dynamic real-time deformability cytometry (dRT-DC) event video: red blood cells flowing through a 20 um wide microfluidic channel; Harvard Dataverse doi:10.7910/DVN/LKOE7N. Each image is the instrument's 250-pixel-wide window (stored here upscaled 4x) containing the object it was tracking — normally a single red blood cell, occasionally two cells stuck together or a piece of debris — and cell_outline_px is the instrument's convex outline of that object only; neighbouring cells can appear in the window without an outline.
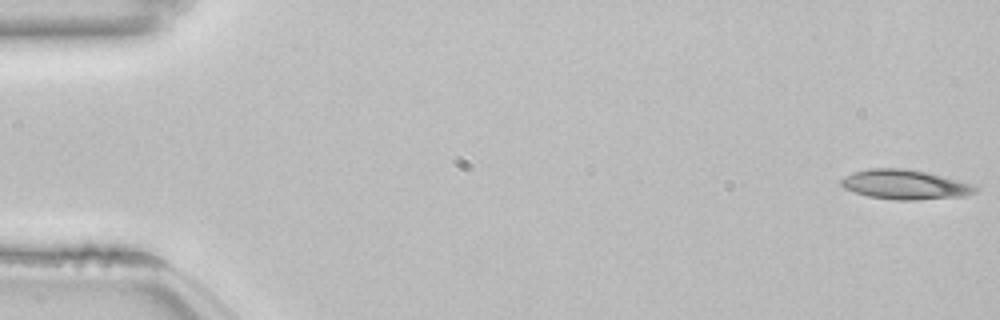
{"species": "common noctule bat (a hibernating species)", "species_latin": "Nyctalus noctula", "temperature_condition": "room temperature", "stored_images_in_passage": 53, "camera_frame_rate_fps": 3000, "um_per_image_px": 0.085, "animal": {"sex": "female", "body_mass_g": 22.7, "forearm_length_mm": 54.2}, "frame": {"image": 1, "passage_image": 1, "time_ms": 0.0, "image_size_px": [1000, 320], "cell_outline_px": [[980, 188], [976, 192], [964, 196], [916, 200], [896, 200], [868, 196], [844, 188], [840, 184], [840, 180], [844, 176], [852, 172], [868, 168], [904, 168], [924, 172], [972, 184]], "centroid_in_image_um": [76.89, 15.69], "position_along_channel_um": 8.1, "area_um2": 23.0}}
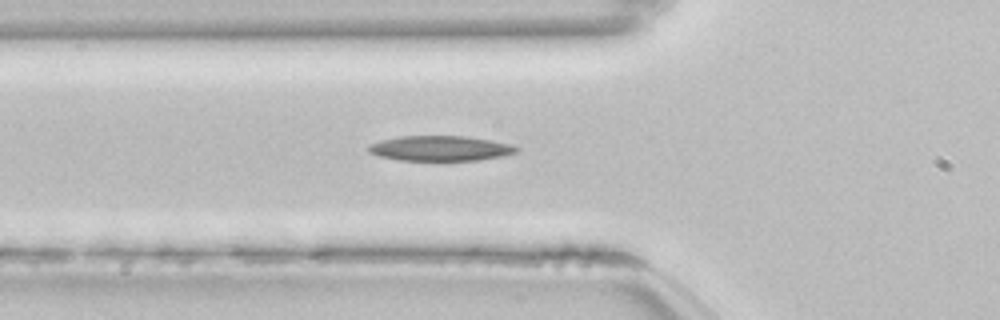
{"frame": {"image": 2, "passage_image": 19, "time_ms": 6.0, "image_size_px": [1000, 320], "cell_outline_px": [[520, 148], [516, 152], [504, 156], [480, 160], [400, 160], [380, 156], [368, 152], [368, 144], [400, 136], [464, 136], [492, 140], [512, 144]], "centroid_in_image_um": [37.47, 12.61], "position_along_channel_um": 88.3, "area_um2": 21.62}}
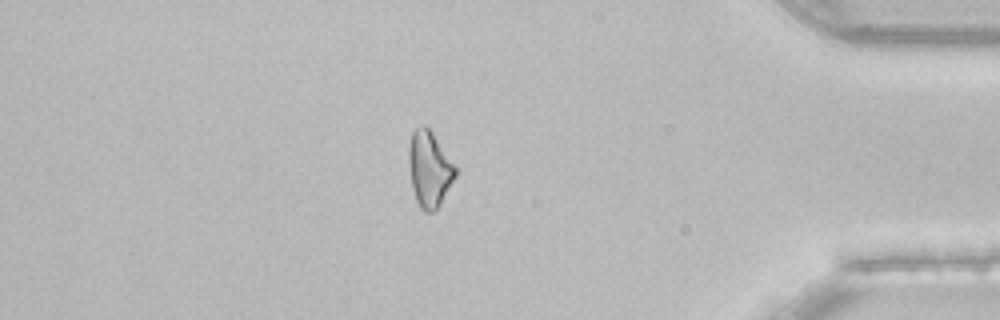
{"frame": {"image": 3, "passage_image": 46, "time_ms": 15.0, "image_size_px": [1000, 320], "cell_outline_px": [[456, 176], [440, 204], [432, 212], [424, 212], [420, 208], [416, 200], [412, 188], [408, 164], [408, 148], [412, 132], [420, 124], [424, 124], [432, 132], [456, 168]], "centroid_in_image_um": [36.47, 14.36], "position_along_channel_um": 398.7, "area_um2": 20.46}, "authors_computed_cell_mechanics": {"area_um2": 21.5594, "velocity_mm_per_s": 3.8471, "shape_relaxation_time_tau1_ms": 11.2393, "shape_relaxation_time_tau2_ms": null, "deformation_change_tau1": 0.2098, "deformation_change_tau2": null}}